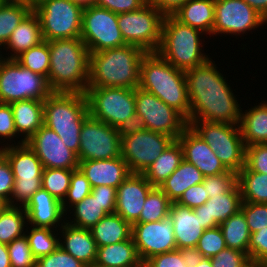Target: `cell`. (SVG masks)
Listing matches in <instances>:
<instances>
[{
	"instance_id": "obj_1",
	"label": "cell",
	"mask_w": 267,
	"mask_h": 267,
	"mask_svg": "<svg viewBox=\"0 0 267 267\" xmlns=\"http://www.w3.org/2000/svg\"><path fill=\"white\" fill-rule=\"evenodd\" d=\"M211 60L185 71L190 121L239 125L242 115L240 104Z\"/></svg>"
},
{
	"instance_id": "obj_2",
	"label": "cell",
	"mask_w": 267,
	"mask_h": 267,
	"mask_svg": "<svg viewBox=\"0 0 267 267\" xmlns=\"http://www.w3.org/2000/svg\"><path fill=\"white\" fill-rule=\"evenodd\" d=\"M50 70L48 85L53 92L86 93L90 52L81 38L48 41Z\"/></svg>"
},
{
	"instance_id": "obj_3",
	"label": "cell",
	"mask_w": 267,
	"mask_h": 267,
	"mask_svg": "<svg viewBox=\"0 0 267 267\" xmlns=\"http://www.w3.org/2000/svg\"><path fill=\"white\" fill-rule=\"evenodd\" d=\"M146 53L129 44L90 53L88 87H139L140 64Z\"/></svg>"
},
{
	"instance_id": "obj_4",
	"label": "cell",
	"mask_w": 267,
	"mask_h": 267,
	"mask_svg": "<svg viewBox=\"0 0 267 267\" xmlns=\"http://www.w3.org/2000/svg\"><path fill=\"white\" fill-rule=\"evenodd\" d=\"M139 87L156 95L190 121V102L185 72L175 68L157 52H147L140 64Z\"/></svg>"
},
{
	"instance_id": "obj_5",
	"label": "cell",
	"mask_w": 267,
	"mask_h": 267,
	"mask_svg": "<svg viewBox=\"0 0 267 267\" xmlns=\"http://www.w3.org/2000/svg\"><path fill=\"white\" fill-rule=\"evenodd\" d=\"M89 116L85 93L52 92L44 100V125L52 129L77 155L81 127Z\"/></svg>"
},
{
	"instance_id": "obj_6",
	"label": "cell",
	"mask_w": 267,
	"mask_h": 267,
	"mask_svg": "<svg viewBox=\"0 0 267 267\" xmlns=\"http://www.w3.org/2000/svg\"><path fill=\"white\" fill-rule=\"evenodd\" d=\"M200 34L202 37L204 33L182 24L173 16H164L161 43L156 52L179 70L193 69L210 59L201 52Z\"/></svg>"
},
{
	"instance_id": "obj_7",
	"label": "cell",
	"mask_w": 267,
	"mask_h": 267,
	"mask_svg": "<svg viewBox=\"0 0 267 267\" xmlns=\"http://www.w3.org/2000/svg\"><path fill=\"white\" fill-rule=\"evenodd\" d=\"M6 145L2 146L0 152L9 162L15 179L8 206L20 207L21 204V207H25L32 195L42 188L41 178L44 168L27 143L18 141L14 146L7 142Z\"/></svg>"
},
{
	"instance_id": "obj_8",
	"label": "cell",
	"mask_w": 267,
	"mask_h": 267,
	"mask_svg": "<svg viewBox=\"0 0 267 267\" xmlns=\"http://www.w3.org/2000/svg\"><path fill=\"white\" fill-rule=\"evenodd\" d=\"M188 125L228 170L238 173L245 166L246 146L239 125L207 121H189Z\"/></svg>"
},
{
	"instance_id": "obj_9",
	"label": "cell",
	"mask_w": 267,
	"mask_h": 267,
	"mask_svg": "<svg viewBox=\"0 0 267 267\" xmlns=\"http://www.w3.org/2000/svg\"><path fill=\"white\" fill-rule=\"evenodd\" d=\"M52 92L44 76L24 68L15 59H0V103L44 101Z\"/></svg>"
},
{
	"instance_id": "obj_10",
	"label": "cell",
	"mask_w": 267,
	"mask_h": 267,
	"mask_svg": "<svg viewBox=\"0 0 267 267\" xmlns=\"http://www.w3.org/2000/svg\"><path fill=\"white\" fill-rule=\"evenodd\" d=\"M84 6L74 0H47L33 10L44 41L80 38Z\"/></svg>"
},
{
	"instance_id": "obj_11",
	"label": "cell",
	"mask_w": 267,
	"mask_h": 267,
	"mask_svg": "<svg viewBox=\"0 0 267 267\" xmlns=\"http://www.w3.org/2000/svg\"><path fill=\"white\" fill-rule=\"evenodd\" d=\"M164 15L148 2L139 10L117 14V23L126 44L156 52L161 43Z\"/></svg>"
},
{
	"instance_id": "obj_12",
	"label": "cell",
	"mask_w": 267,
	"mask_h": 267,
	"mask_svg": "<svg viewBox=\"0 0 267 267\" xmlns=\"http://www.w3.org/2000/svg\"><path fill=\"white\" fill-rule=\"evenodd\" d=\"M89 114L111 127H118L136 113L134 89L87 87Z\"/></svg>"
},
{
	"instance_id": "obj_13",
	"label": "cell",
	"mask_w": 267,
	"mask_h": 267,
	"mask_svg": "<svg viewBox=\"0 0 267 267\" xmlns=\"http://www.w3.org/2000/svg\"><path fill=\"white\" fill-rule=\"evenodd\" d=\"M80 38L90 53L126 45L117 14L94 4L84 6Z\"/></svg>"
},
{
	"instance_id": "obj_14",
	"label": "cell",
	"mask_w": 267,
	"mask_h": 267,
	"mask_svg": "<svg viewBox=\"0 0 267 267\" xmlns=\"http://www.w3.org/2000/svg\"><path fill=\"white\" fill-rule=\"evenodd\" d=\"M136 113L143 118L146 129L177 140L189 126L187 120L156 95L140 87L134 89Z\"/></svg>"
},
{
	"instance_id": "obj_15",
	"label": "cell",
	"mask_w": 267,
	"mask_h": 267,
	"mask_svg": "<svg viewBox=\"0 0 267 267\" xmlns=\"http://www.w3.org/2000/svg\"><path fill=\"white\" fill-rule=\"evenodd\" d=\"M174 140L171 136L145 129L121 137V157L131 173L143 174Z\"/></svg>"
},
{
	"instance_id": "obj_16",
	"label": "cell",
	"mask_w": 267,
	"mask_h": 267,
	"mask_svg": "<svg viewBox=\"0 0 267 267\" xmlns=\"http://www.w3.org/2000/svg\"><path fill=\"white\" fill-rule=\"evenodd\" d=\"M79 161L104 160L121 156V137L116 127L89 116L80 131Z\"/></svg>"
},
{
	"instance_id": "obj_17",
	"label": "cell",
	"mask_w": 267,
	"mask_h": 267,
	"mask_svg": "<svg viewBox=\"0 0 267 267\" xmlns=\"http://www.w3.org/2000/svg\"><path fill=\"white\" fill-rule=\"evenodd\" d=\"M212 35L245 33L267 20L244 0H215Z\"/></svg>"
},
{
	"instance_id": "obj_18",
	"label": "cell",
	"mask_w": 267,
	"mask_h": 267,
	"mask_svg": "<svg viewBox=\"0 0 267 267\" xmlns=\"http://www.w3.org/2000/svg\"><path fill=\"white\" fill-rule=\"evenodd\" d=\"M131 236L142 263L152 256L177 249L173 223L169 216L155 222L133 224Z\"/></svg>"
},
{
	"instance_id": "obj_19",
	"label": "cell",
	"mask_w": 267,
	"mask_h": 267,
	"mask_svg": "<svg viewBox=\"0 0 267 267\" xmlns=\"http://www.w3.org/2000/svg\"><path fill=\"white\" fill-rule=\"evenodd\" d=\"M41 161L43 168L78 169L79 159L61 138L43 125L27 142Z\"/></svg>"
},
{
	"instance_id": "obj_20",
	"label": "cell",
	"mask_w": 267,
	"mask_h": 267,
	"mask_svg": "<svg viewBox=\"0 0 267 267\" xmlns=\"http://www.w3.org/2000/svg\"><path fill=\"white\" fill-rule=\"evenodd\" d=\"M152 188L153 186L143 174L130 173L117 188L115 213L131 226L135 224L139 220L143 204Z\"/></svg>"
},
{
	"instance_id": "obj_21",
	"label": "cell",
	"mask_w": 267,
	"mask_h": 267,
	"mask_svg": "<svg viewBox=\"0 0 267 267\" xmlns=\"http://www.w3.org/2000/svg\"><path fill=\"white\" fill-rule=\"evenodd\" d=\"M177 140L183 149L184 160L195 165L204 177L229 171L209 145L189 126Z\"/></svg>"
},
{
	"instance_id": "obj_22",
	"label": "cell",
	"mask_w": 267,
	"mask_h": 267,
	"mask_svg": "<svg viewBox=\"0 0 267 267\" xmlns=\"http://www.w3.org/2000/svg\"><path fill=\"white\" fill-rule=\"evenodd\" d=\"M242 197L238 183L228 192L211 196L203 205L194 208V212L206 230L219 226L241 209Z\"/></svg>"
},
{
	"instance_id": "obj_23",
	"label": "cell",
	"mask_w": 267,
	"mask_h": 267,
	"mask_svg": "<svg viewBox=\"0 0 267 267\" xmlns=\"http://www.w3.org/2000/svg\"><path fill=\"white\" fill-rule=\"evenodd\" d=\"M78 168L89 180L92 188L102 185L118 188L131 173L121 156L113 159L79 161Z\"/></svg>"
},
{
	"instance_id": "obj_24",
	"label": "cell",
	"mask_w": 267,
	"mask_h": 267,
	"mask_svg": "<svg viewBox=\"0 0 267 267\" xmlns=\"http://www.w3.org/2000/svg\"><path fill=\"white\" fill-rule=\"evenodd\" d=\"M172 219L177 249L193 252L204 228L193 209L172 202L169 212Z\"/></svg>"
},
{
	"instance_id": "obj_25",
	"label": "cell",
	"mask_w": 267,
	"mask_h": 267,
	"mask_svg": "<svg viewBox=\"0 0 267 267\" xmlns=\"http://www.w3.org/2000/svg\"><path fill=\"white\" fill-rule=\"evenodd\" d=\"M24 209L27 221L34 227L60 226L65 214L62 203L42 188L32 195Z\"/></svg>"
},
{
	"instance_id": "obj_26",
	"label": "cell",
	"mask_w": 267,
	"mask_h": 267,
	"mask_svg": "<svg viewBox=\"0 0 267 267\" xmlns=\"http://www.w3.org/2000/svg\"><path fill=\"white\" fill-rule=\"evenodd\" d=\"M60 228H62L60 230H62L64 241L62 242L63 239H60L59 246L87 267L93 265L98 247L90 229L77 228L65 221L61 223Z\"/></svg>"
},
{
	"instance_id": "obj_27",
	"label": "cell",
	"mask_w": 267,
	"mask_h": 267,
	"mask_svg": "<svg viewBox=\"0 0 267 267\" xmlns=\"http://www.w3.org/2000/svg\"><path fill=\"white\" fill-rule=\"evenodd\" d=\"M16 132L24 135L26 143L44 125V101L26 99L10 103Z\"/></svg>"
},
{
	"instance_id": "obj_28",
	"label": "cell",
	"mask_w": 267,
	"mask_h": 267,
	"mask_svg": "<svg viewBox=\"0 0 267 267\" xmlns=\"http://www.w3.org/2000/svg\"><path fill=\"white\" fill-rule=\"evenodd\" d=\"M40 20L32 10L12 32L5 46L13 52L5 59H15L21 53L43 42Z\"/></svg>"
},
{
	"instance_id": "obj_29",
	"label": "cell",
	"mask_w": 267,
	"mask_h": 267,
	"mask_svg": "<svg viewBox=\"0 0 267 267\" xmlns=\"http://www.w3.org/2000/svg\"><path fill=\"white\" fill-rule=\"evenodd\" d=\"M94 264L99 267H143L132 236L123 242L98 247Z\"/></svg>"
},
{
	"instance_id": "obj_30",
	"label": "cell",
	"mask_w": 267,
	"mask_h": 267,
	"mask_svg": "<svg viewBox=\"0 0 267 267\" xmlns=\"http://www.w3.org/2000/svg\"><path fill=\"white\" fill-rule=\"evenodd\" d=\"M215 0H188L173 17L182 24L211 35L214 26Z\"/></svg>"
},
{
	"instance_id": "obj_31",
	"label": "cell",
	"mask_w": 267,
	"mask_h": 267,
	"mask_svg": "<svg viewBox=\"0 0 267 267\" xmlns=\"http://www.w3.org/2000/svg\"><path fill=\"white\" fill-rule=\"evenodd\" d=\"M183 160V149L179 141L174 140L143 175L153 187H160Z\"/></svg>"
},
{
	"instance_id": "obj_32",
	"label": "cell",
	"mask_w": 267,
	"mask_h": 267,
	"mask_svg": "<svg viewBox=\"0 0 267 267\" xmlns=\"http://www.w3.org/2000/svg\"><path fill=\"white\" fill-rule=\"evenodd\" d=\"M90 231L97 247H101L128 240L132 226L117 213H113L104 216Z\"/></svg>"
},
{
	"instance_id": "obj_33",
	"label": "cell",
	"mask_w": 267,
	"mask_h": 267,
	"mask_svg": "<svg viewBox=\"0 0 267 267\" xmlns=\"http://www.w3.org/2000/svg\"><path fill=\"white\" fill-rule=\"evenodd\" d=\"M239 127L245 146L267 144V102L242 112Z\"/></svg>"
},
{
	"instance_id": "obj_34",
	"label": "cell",
	"mask_w": 267,
	"mask_h": 267,
	"mask_svg": "<svg viewBox=\"0 0 267 267\" xmlns=\"http://www.w3.org/2000/svg\"><path fill=\"white\" fill-rule=\"evenodd\" d=\"M204 175L199 169L183 160L175 171L160 185L171 202H176L189 187L200 184Z\"/></svg>"
},
{
	"instance_id": "obj_35",
	"label": "cell",
	"mask_w": 267,
	"mask_h": 267,
	"mask_svg": "<svg viewBox=\"0 0 267 267\" xmlns=\"http://www.w3.org/2000/svg\"><path fill=\"white\" fill-rule=\"evenodd\" d=\"M242 202L267 204V174L249 171L245 166L237 173Z\"/></svg>"
},
{
	"instance_id": "obj_36",
	"label": "cell",
	"mask_w": 267,
	"mask_h": 267,
	"mask_svg": "<svg viewBox=\"0 0 267 267\" xmlns=\"http://www.w3.org/2000/svg\"><path fill=\"white\" fill-rule=\"evenodd\" d=\"M219 228L222 231L227 248L237 249L248 254L251 232L241 210L219 224Z\"/></svg>"
},
{
	"instance_id": "obj_37",
	"label": "cell",
	"mask_w": 267,
	"mask_h": 267,
	"mask_svg": "<svg viewBox=\"0 0 267 267\" xmlns=\"http://www.w3.org/2000/svg\"><path fill=\"white\" fill-rule=\"evenodd\" d=\"M27 215L24 207L7 206L0 212V243L9 244L24 236Z\"/></svg>"
},
{
	"instance_id": "obj_38",
	"label": "cell",
	"mask_w": 267,
	"mask_h": 267,
	"mask_svg": "<svg viewBox=\"0 0 267 267\" xmlns=\"http://www.w3.org/2000/svg\"><path fill=\"white\" fill-rule=\"evenodd\" d=\"M74 221L67 220L69 225L77 228L91 229L108 213L102 208V205L91 193L74 205ZM74 222V223H73Z\"/></svg>"
},
{
	"instance_id": "obj_39",
	"label": "cell",
	"mask_w": 267,
	"mask_h": 267,
	"mask_svg": "<svg viewBox=\"0 0 267 267\" xmlns=\"http://www.w3.org/2000/svg\"><path fill=\"white\" fill-rule=\"evenodd\" d=\"M31 11L23 2H5L0 7V47L6 45L12 32Z\"/></svg>"
},
{
	"instance_id": "obj_40",
	"label": "cell",
	"mask_w": 267,
	"mask_h": 267,
	"mask_svg": "<svg viewBox=\"0 0 267 267\" xmlns=\"http://www.w3.org/2000/svg\"><path fill=\"white\" fill-rule=\"evenodd\" d=\"M171 204L168 196L159 187H153L148 193L136 223L155 222L167 218Z\"/></svg>"
},
{
	"instance_id": "obj_41",
	"label": "cell",
	"mask_w": 267,
	"mask_h": 267,
	"mask_svg": "<svg viewBox=\"0 0 267 267\" xmlns=\"http://www.w3.org/2000/svg\"><path fill=\"white\" fill-rule=\"evenodd\" d=\"M15 60L24 68L44 76L47 79L50 70L48 41H43L39 45L21 53Z\"/></svg>"
},
{
	"instance_id": "obj_42",
	"label": "cell",
	"mask_w": 267,
	"mask_h": 267,
	"mask_svg": "<svg viewBox=\"0 0 267 267\" xmlns=\"http://www.w3.org/2000/svg\"><path fill=\"white\" fill-rule=\"evenodd\" d=\"M75 169L46 168L43 169L41 185L42 189L48 191L54 198L61 203L64 201L72 172Z\"/></svg>"
},
{
	"instance_id": "obj_43",
	"label": "cell",
	"mask_w": 267,
	"mask_h": 267,
	"mask_svg": "<svg viewBox=\"0 0 267 267\" xmlns=\"http://www.w3.org/2000/svg\"><path fill=\"white\" fill-rule=\"evenodd\" d=\"M48 227H31L30 232L25 234L29 247L36 259L49 255L59 246V238Z\"/></svg>"
},
{
	"instance_id": "obj_44",
	"label": "cell",
	"mask_w": 267,
	"mask_h": 267,
	"mask_svg": "<svg viewBox=\"0 0 267 267\" xmlns=\"http://www.w3.org/2000/svg\"><path fill=\"white\" fill-rule=\"evenodd\" d=\"M91 191L92 186L89 180L85 177V175L79 168L75 169L72 172L67 195L62 202V209L64 213L67 212V209H69L70 207L72 208L74 205L87 197L91 193ZM68 203L71 204L69 205Z\"/></svg>"
},
{
	"instance_id": "obj_45",
	"label": "cell",
	"mask_w": 267,
	"mask_h": 267,
	"mask_svg": "<svg viewBox=\"0 0 267 267\" xmlns=\"http://www.w3.org/2000/svg\"><path fill=\"white\" fill-rule=\"evenodd\" d=\"M225 248L226 244L222 231L219 226H216L204 230L192 255L213 257Z\"/></svg>"
},
{
	"instance_id": "obj_46",
	"label": "cell",
	"mask_w": 267,
	"mask_h": 267,
	"mask_svg": "<svg viewBox=\"0 0 267 267\" xmlns=\"http://www.w3.org/2000/svg\"><path fill=\"white\" fill-rule=\"evenodd\" d=\"M11 267H36V258L24 235L7 244Z\"/></svg>"
},
{
	"instance_id": "obj_47",
	"label": "cell",
	"mask_w": 267,
	"mask_h": 267,
	"mask_svg": "<svg viewBox=\"0 0 267 267\" xmlns=\"http://www.w3.org/2000/svg\"><path fill=\"white\" fill-rule=\"evenodd\" d=\"M192 253L176 249L147 259L143 267H190Z\"/></svg>"
},
{
	"instance_id": "obj_48",
	"label": "cell",
	"mask_w": 267,
	"mask_h": 267,
	"mask_svg": "<svg viewBox=\"0 0 267 267\" xmlns=\"http://www.w3.org/2000/svg\"><path fill=\"white\" fill-rule=\"evenodd\" d=\"M203 187L206 188L207 195L217 196L230 191L237 184V172L229 170L215 176H206L202 182Z\"/></svg>"
},
{
	"instance_id": "obj_49",
	"label": "cell",
	"mask_w": 267,
	"mask_h": 267,
	"mask_svg": "<svg viewBox=\"0 0 267 267\" xmlns=\"http://www.w3.org/2000/svg\"><path fill=\"white\" fill-rule=\"evenodd\" d=\"M251 233L267 227V204L242 202L240 209Z\"/></svg>"
},
{
	"instance_id": "obj_50",
	"label": "cell",
	"mask_w": 267,
	"mask_h": 267,
	"mask_svg": "<svg viewBox=\"0 0 267 267\" xmlns=\"http://www.w3.org/2000/svg\"><path fill=\"white\" fill-rule=\"evenodd\" d=\"M36 267H87L58 246L52 253L36 259Z\"/></svg>"
},
{
	"instance_id": "obj_51",
	"label": "cell",
	"mask_w": 267,
	"mask_h": 267,
	"mask_svg": "<svg viewBox=\"0 0 267 267\" xmlns=\"http://www.w3.org/2000/svg\"><path fill=\"white\" fill-rule=\"evenodd\" d=\"M245 167L249 171L267 174V144L245 147Z\"/></svg>"
},
{
	"instance_id": "obj_52",
	"label": "cell",
	"mask_w": 267,
	"mask_h": 267,
	"mask_svg": "<svg viewBox=\"0 0 267 267\" xmlns=\"http://www.w3.org/2000/svg\"><path fill=\"white\" fill-rule=\"evenodd\" d=\"M249 255L237 249L225 248L211 257L212 267H242Z\"/></svg>"
},
{
	"instance_id": "obj_53",
	"label": "cell",
	"mask_w": 267,
	"mask_h": 267,
	"mask_svg": "<svg viewBox=\"0 0 267 267\" xmlns=\"http://www.w3.org/2000/svg\"><path fill=\"white\" fill-rule=\"evenodd\" d=\"M208 199L209 196L207 195L206 188L200 183L193 185L184 191L176 203L194 209L203 205Z\"/></svg>"
},
{
	"instance_id": "obj_54",
	"label": "cell",
	"mask_w": 267,
	"mask_h": 267,
	"mask_svg": "<svg viewBox=\"0 0 267 267\" xmlns=\"http://www.w3.org/2000/svg\"><path fill=\"white\" fill-rule=\"evenodd\" d=\"M146 3L147 0H95L93 4L115 14H122L139 10Z\"/></svg>"
},
{
	"instance_id": "obj_55",
	"label": "cell",
	"mask_w": 267,
	"mask_h": 267,
	"mask_svg": "<svg viewBox=\"0 0 267 267\" xmlns=\"http://www.w3.org/2000/svg\"><path fill=\"white\" fill-rule=\"evenodd\" d=\"M248 255L250 259L267 261V227L251 233Z\"/></svg>"
},
{
	"instance_id": "obj_56",
	"label": "cell",
	"mask_w": 267,
	"mask_h": 267,
	"mask_svg": "<svg viewBox=\"0 0 267 267\" xmlns=\"http://www.w3.org/2000/svg\"><path fill=\"white\" fill-rule=\"evenodd\" d=\"M14 181L15 179L10 164L0 152V197L7 202L10 200Z\"/></svg>"
},
{
	"instance_id": "obj_57",
	"label": "cell",
	"mask_w": 267,
	"mask_h": 267,
	"mask_svg": "<svg viewBox=\"0 0 267 267\" xmlns=\"http://www.w3.org/2000/svg\"><path fill=\"white\" fill-rule=\"evenodd\" d=\"M117 188L110 186H96L92 188L91 194L97 198L102 208L108 213H115Z\"/></svg>"
},
{
	"instance_id": "obj_58",
	"label": "cell",
	"mask_w": 267,
	"mask_h": 267,
	"mask_svg": "<svg viewBox=\"0 0 267 267\" xmlns=\"http://www.w3.org/2000/svg\"><path fill=\"white\" fill-rule=\"evenodd\" d=\"M17 132L10 104L0 103V138L13 139Z\"/></svg>"
},
{
	"instance_id": "obj_59",
	"label": "cell",
	"mask_w": 267,
	"mask_h": 267,
	"mask_svg": "<svg viewBox=\"0 0 267 267\" xmlns=\"http://www.w3.org/2000/svg\"><path fill=\"white\" fill-rule=\"evenodd\" d=\"M146 129L145 121L141 116L135 113L133 116L129 117L123 121L118 127L117 132L120 137H125L130 134H135Z\"/></svg>"
},
{
	"instance_id": "obj_60",
	"label": "cell",
	"mask_w": 267,
	"mask_h": 267,
	"mask_svg": "<svg viewBox=\"0 0 267 267\" xmlns=\"http://www.w3.org/2000/svg\"><path fill=\"white\" fill-rule=\"evenodd\" d=\"M188 0H147L164 16H173Z\"/></svg>"
},
{
	"instance_id": "obj_61",
	"label": "cell",
	"mask_w": 267,
	"mask_h": 267,
	"mask_svg": "<svg viewBox=\"0 0 267 267\" xmlns=\"http://www.w3.org/2000/svg\"><path fill=\"white\" fill-rule=\"evenodd\" d=\"M267 20V0H244Z\"/></svg>"
},
{
	"instance_id": "obj_62",
	"label": "cell",
	"mask_w": 267,
	"mask_h": 267,
	"mask_svg": "<svg viewBox=\"0 0 267 267\" xmlns=\"http://www.w3.org/2000/svg\"><path fill=\"white\" fill-rule=\"evenodd\" d=\"M190 267H212L211 257L192 255Z\"/></svg>"
},
{
	"instance_id": "obj_63",
	"label": "cell",
	"mask_w": 267,
	"mask_h": 267,
	"mask_svg": "<svg viewBox=\"0 0 267 267\" xmlns=\"http://www.w3.org/2000/svg\"><path fill=\"white\" fill-rule=\"evenodd\" d=\"M0 267H11L7 244L0 243Z\"/></svg>"
},
{
	"instance_id": "obj_64",
	"label": "cell",
	"mask_w": 267,
	"mask_h": 267,
	"mask_svg": "<svg viewBox=\"0 0 267 267\" xmlns=\"http://www.w3.org/2000/svg\"><path fill=\"white\" fill-rule=\"evenodd\" d=\"M242 267H267V261L249 258Z\"/></svg>"
},
{
	"instance_id": "obj_65",
	"label": "cell",
	"mask_w": 267,
	"mask_h": 267,
	"mask_svg": "<svg viewBox=\"0 0 267 267\" xmlns=\"http://www.w3.org/2000/svg\"><path fill=\"white\" fill-rule=\"evenodd\" d=\"M47 0H23V3L27 5L31 10H35L38 6Z\"/></svg>"
},
{
	"instance_id": "obj_66",
	"label": "cell",
	"mask_w": 267,
	"mask_h": 267,
	"mask_svg": "<svg viewBox=\"0 0 267 267\" xmlns=\"http://www.w3.org/2000/svg\"><path fill=\"white\" fill-rule=\"evenodd\" d=\"M77 3L82 4L83 6L92 5L95 0H74Z\"/></svg>"
},
{
	"instance_id": "obj_67",
	"label": "cell",
	"mask_w": 267,
	"mask_h": 267,
	"mask_svg": "<svg viewBox=\"0 0 267 267\" xmlns=\"http://www.w3.org/2000/svg\"><path fill=\"white\" fill-rule=\"evenodd\" d=\"M8 206V202L0 197V212Z\"/></svg>"
},
{
	"instance_id": "obj_68",
	"label": "cell",
	"mask_w": 267,
	"mask_h": 267,
	"mask_svg": "<svg viewBox=\"0 0 267 267\" xmlns=\"http://www.w3.org/2000/svg\"><path fill=\"white\" fill-rule=\"evenodd\" d=\"M6 2H23V0H5Z\"/></svg>"
},
{
	"instance_id": "obj_69",
	"label": "cell",
	"mask_w": 267,
	"mask_h": 267,
	"mask_svg": "<svg viewBox=\"0 0 267 267\" xmlns=\"http://www.w3.org/2000/svg\"><path fill=\"white\" fill-rule=\"evenodd\" d=\"M5 0H0V7L5 3Z\"/></svg>"
},
{
	"instance_id": "obj_70",
	"label": "cell",
	"mask_w": 267,
	"mask_h": 267,
	"mask_svg": "<svg viewBox=\"0 0 267 267\" xmlns=\"http://www.w3.org/2000/svg\"><path fill=\"white\" fill-rule=\"evenodd\" d=\"M89 267H99V266H97V265L93 264V265H91V266H89Z\"/></svg>"
}]
</instances>
